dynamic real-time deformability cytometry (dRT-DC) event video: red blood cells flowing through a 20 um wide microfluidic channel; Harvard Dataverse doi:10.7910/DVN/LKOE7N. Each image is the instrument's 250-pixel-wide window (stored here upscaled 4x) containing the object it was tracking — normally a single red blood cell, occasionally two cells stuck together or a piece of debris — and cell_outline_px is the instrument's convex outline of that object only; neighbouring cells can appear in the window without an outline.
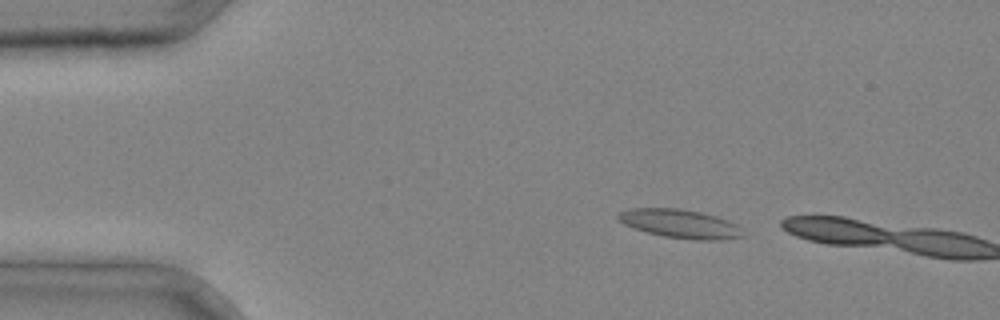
{"species": "common noctule bat (a hibernating species)", "species_latin": "Nyctalus noctula", "temperature_condition": "cold", "stored_images_in_passage": 2, "camera_frame_rate_fps": 3000, "um_per_image_px": 0.085, "animal": {"sex": "male", "body_mass_g": 20.4}, "frame": {"image": 1, "passage_image": 1, "time_ms": 0.0, "image_size_px": [1000, 320], "cell_outline_px": [[744, 236], [720, 240], [696, 240], [664, 236], [632, 228], [624, 224], [616, 216], [616, 212], [628, 208], [680, 208], [700, 212], [716, 216], [728, 220], [736, 224], [740, 228]], "centroid_in_image_um": [57.77, 19.0], "position_along_channel_um": 27.2, "area_um2": 20.92}}